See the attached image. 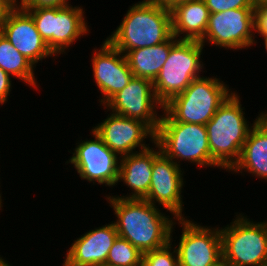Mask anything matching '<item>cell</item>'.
Instances as JSON below:
<instances>
[{
    "instance_id": "1",
    "label": "cell",
    "mask_w": 267,
    "mask_h": 266,
    "mask_svg": "<svg viewBox=\"0 0 267 266\" xmlns=\"http://www.w3.org/2000/svg\"><path fill=\"white\" fill-rule=\"evenodd\" d=\"M110 192L104 197L114 211L119 237L129 241L142 253L164 247L170 242L175 220L145 199H125L112 197ZM171 216V217H170Z\"/></svg>"
},
{
    "instance_id": "2",
    "label": "cell",
    "mask_w": 267,
    "mask_h": 266,
    "mask_svg": "<svg viewBox=\"0 0 267 266\" xmlns=\"http://www.w3.org/2000/svg\"><path fill=\"white\" fill-rule=\"evenodd\" d=\"M235 90L217 109L215 115L205 124L211 159L221 170L228 172L238 161L248 133L256 122L267 112H258L251 122L245 118L240 94Z\"/></svg>"
},
{
    "instance_id": "3",
    "label": "cell",
    "mask_w": 267,
    "mask_h": 266,
    "mask_svg": "<svg viewBox=\"0 0 267 266\" xmlns=\"http://www.w3.org/2000/svg\"><path fill=\"white\" fill-rule=\"evenodd\" d=\"M131 5L120 24L106 37L114 48L125 55L131 50L168 41L173 36L171 10L145 0Z\"/></svg>"
},
{
    "instance_id": "4",
    "label": "cell",
    "mask_w": 267,
    "mask_h": 266,
    "mask_svg": "<svg viewBox=\"0 0 267 266\" xmlns=\"http://www.w3.org/2000/svg\"><path fill=\"white\" fill-rule=\"evenodd\" d=\"M155 143L161 152L179 167L192 163L198 167H220L211 159L205 125L173 121L164 111L157 131ZM181 163V164H180Z\"/></svg>"
},
{
    "instance_id": "5",
    "label": "cell",
    "mask_w": 267,
    "mask_h": 266,
    "mask_svg": "<svg viewBox=\"0 0 267 266\" xmlns=\"http://www.w3.org/2000/svg\"><path fill=\"white\" fill-rule=\"evenodd\" d=\"M201 76L164 104L163 111L176 122L205 125L235 91L221 78Z\"/></svg>"
},
{
    "instance_id": "6",
    "label": "cell",
    "mask_w": 267,
    "mask_h": 266,
    "mask_svg": "<svg viewBox=\"0 0 267 266\" xmlns=\"http://www.w3.org/2000/svg\"><path fill=\"white\" fill-rule=\"evenodd\" d=\"M234 214L230 224L220 227L222 261L227 266H267V219Z\"/></svg>"
},
{
    "instance_id": "7",
    "label": "cell",
    "mask_w": 267,
    "mask_h": 266,
    "mask_svg": "<svg viewBox=\"0 0 267 266\" xmlns=\"http://www.w3.org/2000/svg\"><path fill=\"white\" fill-rule=\"evenodd\" d=\"M83 7L69 4L63 7H37L24 10L32 16L36 29L50 50L59 57L68 53L72 45L82 36L89 35L91 26L87 23Z\"/></svg>"
},
{
    "instance_id": "8",
    "label": "cell",
    "mask_w": 267,
    "mask_h": 266,
    "mask_svg": "<svg viewBox=\"0 0 267 266\" xmlns=\"http://www.w3.org/2000/svg\"><path fill=\"white\" fill-rule=\"evenodd\" d=\"M204 47L197 40H178L170 48L166 62L153 81L155 95L163 105L182 93L194 79L203 76Z\"/></svg>"
},
{
    "instance_id": "9",
    "label": "cell",
    "mask_w": 267,
    "mask_h": 266,
    "mask_svg": "<svg viewBox=\"0 0 267 266\" xmlns=\"http://www.w3.org/2000/svg\"><path fill=\"white\" fill-rule=\"evenodd\" d=\"M202 224L189 218L175 220L170 242L176 249L179 266H217L222 262L220 227ZM176 225L182 228L177 244L173 240Z\"/></svg>"
},
{
    "instance_id": "10",
    "label": "cell",
    "mask_w": 267,
    "mask_h": 266,
    "mask_svg": "<svg viewBox=\"0 0 267 266\" xmlns=\"http://www.w3.org/2000/svg\"><path fill=\"white\" fill-rule=\"evenodd\" d=\"M91 138L78 140L65 164L72 165L80 179L113 189L118 184L120 157L91 129ZM113 187V188H112Z\"/></svg>"
},
{
    "instance_id": "11",
    "label": "cell",
    "mask_w": 267,
    "mask_h": 266,
    "mask_svg": "<svg viewBox=\"0 0 267 266\" xmlns=\"http://www.w3.org/2000/svg\"><path fill=\"white\" fill-rule=\"evenodd\" d=\"M255 38L254 8L210 13L206 33L200 42L221 50H247L258 45Z\"/></svg>"
},
{
    "instance_id": "12",
    "label": "cell",
    "mask_w": 267,
    "mask_h": 266,
    "mask_svg": "<svg viewBox=\"0 0 267 266\" xmlns=\"http://www.w3.org/2000/svg\"><path fill=\"white\" fill-rule=\"evenodd\" d=\"M153 166L149 192L145 198L157 207H162L177 219L188 218L185 216L183 193L186 184L184 168L179 167L170 158H167L154 142Z\"/></svg>"
},
{
    "instance_id": "13",
    "label": "cell",
    "mask_w": 267,
    "mask_h": 266,
    "mask_svg": "<svg viewBox=\"0 0 267 266\" xmlns=\"http://www.w3.org/2000/svg\"><path fill=\"white\" fill-rule=\"evenodd\" d=\"M103 106L105 114L110 111L116 115L141 120L154 132L158 129L162 115L160 112H163L164 107L155 95L153 82L135 76Z\"/></svg>"
},
{
    "instance_id": "14",
    "label": "cell",
    "mask_w": 267,
    "mask_h": 266,
    "mask_svg": "<svg viewBox=\"0 0 267 266\" xmlns=\"http://www.w3.org/2000/svg\"><path fill=\"white\" fill-rule=\"evenodd\" d=\"M92 130L119 157L146 150L155 142V132L146 123L110 111L105 119L93 125Z\"/></svg>"
},
{
    "instance_id": "15",
    "label": "cell",
    "mask_w": 267,
    "mask_h": 266,
    "mask_svg": "<svg viewBox=\"0 0 267 266\" xmlns=\"http://www.w3.org/2000/svg\"><path fill=\"white\" fill-rule=\"evenodd\" d=\"M93 53V54H92ZM91 53L92 77L98 88L99 106H103L113 95L122 90L133 78L125 55L106 39Z\"/></svg>"
},
{
    "instance_id": "16",
    "label": "cell",
    "mask_w": 267,
    "mask_h": 266,
    "mask_svg": "<svg viewBox=\"0 0 267 266\" xmlns=\"http://www.w3.org/2000/svg\"><path fill=\"white\" fill-rule=\"evenodd\" d=\"M0 33L35 67L49 57H53V62L57 58L40 36L32 16L24 9L13 7L1 24Z\"/></svg>"
},
{
    "instance_id": "17",
    "label": "cell",
    "mask_w": 267,
    "mask_h": 266,
    "mask_svg": "<svg viewBox=\"0 0 267 266\" xmlns=\"http://www.w3.org/2000/svg\"><path fill=\"white\" fill-rule=\"evenodd\" d=\"M117 237L113 221L95 227L73 240L63 261L69 266H104Z\"/></svg>"
},
{
    "instance_id": "18",
    "label": "cell",
    "mask_w": 267,
    "mask_h": 266,
    "mask_svg": "<svg viewBox=\"0 0 267 266\" xmlns=\"http://www.w3.org/2000/svg\"><path fill=\"white\" fill-rule=\"evenodd\" d=\"M228 172L241 176L251 174L267 182V112L249 131L238 161Z\"/></svg>"
},
{
    "instance_id": "19",
    "label": "cell",
    "mask_w": 267,
    "mask_h": 266,
    "mask_svg": "<svg viewBox=\"0 0 267 266\" xmlns=\"http://www.w3.org/2000/svg\"><path fill=\"white\" fill-rule=\"evenodd\" d=\"M153 166V147L120 157L118 184L129 187L127 194L115 198L145 199L150 187Z\"/></svg>"
},
{
    "instance_id": "20",
    "label": "cell",
    "mask_w": 267,
    "mask_h": 266,
    "mask_svg": "<svg viewBox=\"0 0 267 266\" xmlns=\"http://www.w3.org/2000/svg\"><path fill=\"white\" fill-rule=\"evenodd\" d=\"M172 33L178 40L200 41L205 33L210 11L204 0H189L171 9Z\"/></svg>"
},
{
    "instance_id": "21",
    "label": "cell",
    "mask_w": 267,
    "mask_h": 266,
    "mask_svg": "<svg viewBox=\"0 0 267 266\" xmlns=\"http://www.w3.org/2000/svg\"><path fill=\"white\" fill-rule=\"evenodd\" d=\"M177 41L173 35L168 41L160 44L128 51L125 57L133 76L153 82L166 62L170 48Z\"/></svg>"
},
{
    "instance_id": "22",
    "label": "cell",
    "mask_w": 267,
    "mask_h": 266,
    "mask_svg": "<svg viewBox=\"0 0 267 266\" xmlns=\"http://www.w3.org/2000/svg\"><path fill=\"white\" fill-rule=\"evenodd\" d=\"M0 68L25 85L38 90L35 66L0 33ZM35 71V72H34ZM36 75V77H35Z\"/></svg>"
},
{
    "instance_id": "23",
    "label": "cell",
    "mask_w": 267,
    "mask_h": 266,
    "mask_svg": "<svg viewBox=\"0 0 267 266\" xmlns=\"http://www.w3.org/2000/svg\"><path fill=\"white\" fill-rule=\"evenodd\" d=\"M143 253L129 241L117 237L104 266H142Z\"/></svg>"
},
{
    "instance_id": "24",
    "label": "cell",
    "mask_w": 267,
    "mask_h": 266,
    "mask_svg": "<svg viewBox=\"0 0 267 266\" xmlns=\"http://www.w3.org/2000/svg\"><path fill=\"white\" fill-rule=\"evenodd\" d=\"M142 266H179L175 247L169 242L162 248L143 253Z\"/></svg>"
},
{
    "instance_id": "25",
    "label": "cell",
    "mask_w": 267,
    "mask_h": 266,
    "mask_svg": "<svg viewBox=\"0 0 267 266\" xmlns=\"http://www.w3.org/2000/svg\"><path fill=\"white\" fill-rule=\"evenodd\" d=\"M210 13L224 12L238 8H255L252 0H204Z\"/></svg>"
},
{
    "instance_id": "26",
    "label": "cell",
    "mask_w": 267,
    "mask_h": 266,
    "mask_svg": "<svg viewBox=\"0 0 267 266\" xmlns=\"http://www.w3.org/2000/svg\"><path fill=\"white\" fill-rule=\"evenodd\" d=\"M255 38L267 36V2H261L254 8Z\"/></svg>"
},
{
    "instance_id": "27",
    "label": "cell",
    "mask_w": 267,
    "mask_h": 266,
    "mask_svg": "<svg viewBox=\"0 0 267 266\" xmlns=\"http://www.w3.org/2000/svg\"><path fill=\"white\" fill-rule=\"evenodd\" d=\"M69 1L71 0H20L17 8L63 7L71 4Z\"/></svg>"
},
{
    "instance_id": "28",
    "label": "cell",
    "mask_w": 267,
    "mask_h": 266,
    "mask_svg": "<svg viewBox=\"0 0 267 266\" xmlns=\"http://www.w3.org/2000/svg\"><path fill=\"white\" fill-rule=\"evenodd\" d=\"M13 77L0 68V103L6 104L12 93ZM9 96V97H8Z\"/></svg>"
},
{
    "instance_id": "29",
    "label": "cell",
    "mask_w": 267,
    "mask_h": 266,
    "mask_svg": "<svg viewBox=\"0 0 267 266\" xmlns=\"http://www.w3.org/2000/svg\"><path fill=\"white\" fill-rule=\"evenodd\" d=\"M145 1L153 3V4L161 5L165 7L166 9L171 10L177 4H180V3H183L189 0H145Z\"/></svg>"
},
{
    "instance_id": "30",
    "label": "cell",
    "mask_w": 267,
    "mask_h": 266,
    "mask_svg": "<svg viewBox=\"0 0 267 266\" xmlns=\"http://www.w3.org/2000/svg\"><path fill=\"white\" fill-rule=\"evenodd\" d=\"M13 8V6L6 0H0V27L5 20L8 12Z\"/></svg>"
},
{
    "instance_id": "31",
    "label": "cell",
    "mask_w": 267,
    "mask_h": 266,
    "mask_svg": "<svg viewBox=\"0 0 267 266\" xmlns=\"http://www.w3.org/2000/svg\"><path fill=\"white\" fill-rule=\"evenodd\" d=\"M10 265L11 263L10 262L8 263L7 259L5 260L3 258V255L2 256L0 255V266H10Z\"/></svg>"
},
{
    "instance_id": "32",
    "label": "cell",
    "mask_w": 267,
    "mask_h": 266,
    "mask_svg": "<svg viewBox=\"0 0 267 266\" xmlns=\"http://www.w3.org/2000/svg\"><path fill=\"white\" fill-rule=\"evenodd\" d=\"M8 1L13 7H17L20 3V0H6Z\"/></svg>"
},
{
    "instance_id": "33",
    "label": "cell",
    "mask_w": 267,
    "mask_h": 266,
    "mask_svg": "<svg viewBox=\"0 0 267 266\" xmlns=\"http://www.w3.org/2000/svg\"><path fill=\"white\" fill-rule=\"evenodd\" d=\"M260 37H262L261 38V40L263 39V45H264V47H265V53L267 54V36H260Z\"/></svg>"
},
{
    "instance_id": "34",
    "label": "cell",
    "mask_w": 267,
    "mask_h": 266,
    "mask_svg": "<svg viewBox=\"0 0 267 266\" xmlns=\"http://www.w3.org/2000/svg\"><path fill=\"white\" fill-rule=\"evenodd\" d=\"M0 180H1V177H0ZM0 182H1V181H0ZM0 184H1V183H0ZM0 187H1V186H0ZM2 198H3V197H2V192H1V190H0V211H1V212H2V210H3L2 207H3V204H4V203H3L4 199L2 200Z\"/></svg>"
},
{
    "instance_id": "35",
    "label": "cell",
    "mask_w": 267,
    "mask_h": 266,
    "mask_svg": "<svg viewBox=\"0 0 267 266\" xmlns=\"http://www.w3.org/2000/svg\"><path fill=\"white\" fill-rule=\"evenodd\" d=\"M252 2L256 5L261 2H267V0H252Z\"/></svg>"
},
{
    "instance_id": "36",
    "label": "cell",
    "mask_w": 267,
    "mask_h": 266,
    "mask_svg": "<svg viewBox=\"0 0 267 266\" xmlns=\"http://www.w3.org/2000/svg\"><path fill=\"white\" fill-rule=\"evenodd\" d=\"M217 266H227L223 261L220 263V264H218Z\"/></svg>"
},
{
    "instance_id": "37",
    "label": "cell",
    "mask_w": 267,
    "mask_h": 266,
    "mask_svg": "<svg viewBox=\"0 0 267 266\" xmlns=\"http://www.w3.org/2000/svg\"><path fill=\"white\" fill-rule=\"evenodd\" d=\"M62 266H69V265H67V264L63 261Z\"/></svg>"
}]
</instances>
